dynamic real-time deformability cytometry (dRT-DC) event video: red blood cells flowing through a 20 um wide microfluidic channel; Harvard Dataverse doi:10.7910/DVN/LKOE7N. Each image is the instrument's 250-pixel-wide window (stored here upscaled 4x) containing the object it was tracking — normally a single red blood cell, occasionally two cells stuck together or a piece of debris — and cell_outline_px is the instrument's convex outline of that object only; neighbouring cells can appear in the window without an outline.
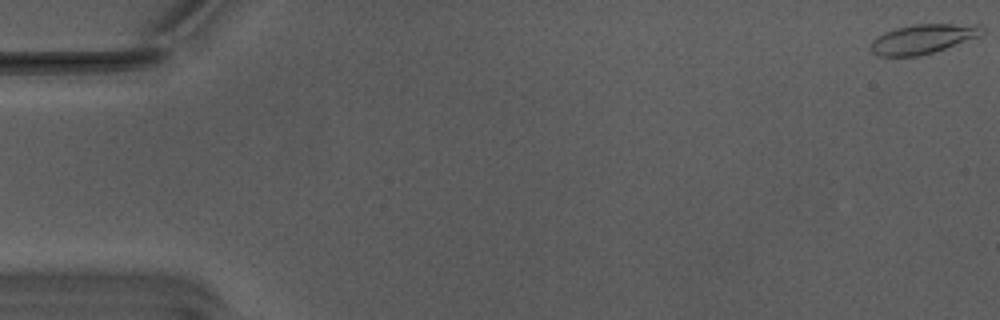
{"species": "Egyptian fruit bat (a non-hibernating species)", "species_latin": "Rousettus aegyptiacus", "temperature_condition": "warm", "stored_images_in_passage": 50, "camera_frame_rate_fps": 3000, "um_per_image_px": 0.085, "animal": {"sex": "male"}, "frame": {"image": 1, "passage_image": 1, "time_ms": 0.0, "image_size_px": [1000, 320], "cell_outline_px": [[984, 32], [980, 36], [932, 52], [916, 56], [876, 56], [868, 48], [872, 40], [884, 32], [896, 28], [912, 24], [980, 24], [984, 28]], "centroid_in_image_um": [78.42, 3.3], "position_along_channel_um": 6.6, "area_um2": 19.13}}
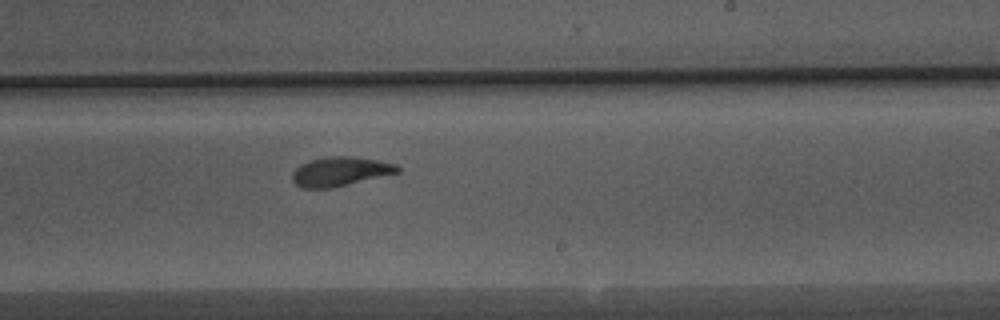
{"frame": {"image": 2, "passage_image": 34, "time_ms": 11.0, "image_size_px": [1000, 320], "cell_outline_px": [[400, 172], [328, 188], [304, 188], [296, 184], [292, 180], [292, 172], [300, 164], [312, 160], [328, 156], [356, 156], [380, 160], [396, 164], [400, 168]], "centroid_in_image_um": [28.92, 14.55], "position_along_channel_um": 260.1, "area_um2": 17.74}}
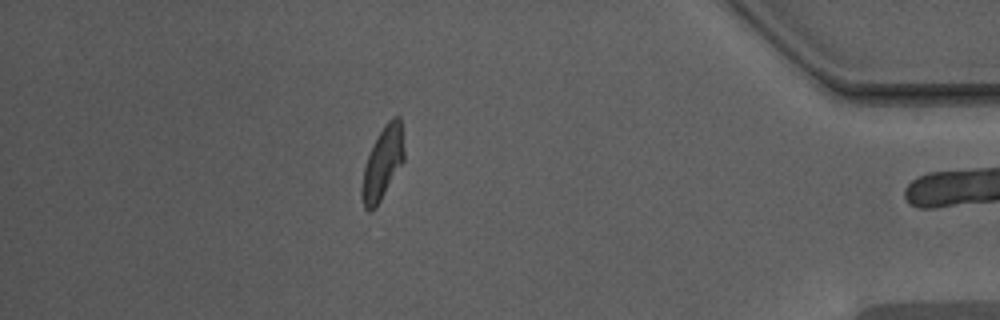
{"frame": {"image": 3, "passage_image": 49, "time_ms": 16.0, "image_size_px": [1000, 320], "cell_outline_px": [[404, 160], [376, 208], [368, 212], [364, 208], [364, 168], [368, 156], [384, 124], [392, 116], [400, 116], [404, 152]], "centroid_in_image_um": [32.57, 13.82], "position_along_channel_um": 402.6, "area_um2": 17.05}, "authors_computed_cell_mechanics": {"area_um2": 18.3515, "velocity_mm_per_s": 3.7682, "shape_relaxation_time_tau1_ms": 6.5236, "shape_relaxation_time_tau2_ms": 2.5085, "deformation_change_tau1": 0.2016, "deformation_change_tau2": 0.0898}}